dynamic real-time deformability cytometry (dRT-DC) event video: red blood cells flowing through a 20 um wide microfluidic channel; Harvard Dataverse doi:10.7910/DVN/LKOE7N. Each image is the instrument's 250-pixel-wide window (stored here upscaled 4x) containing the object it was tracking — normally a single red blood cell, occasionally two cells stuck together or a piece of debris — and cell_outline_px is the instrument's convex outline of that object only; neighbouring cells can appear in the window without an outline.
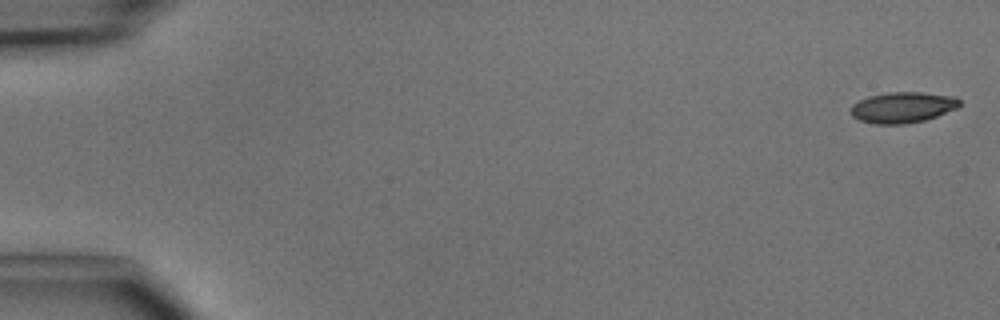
{"species": "common noctule bat (a hibernating species)", "species_latin": "Nyctalus noctula", "temperature_condition": "cold", "stored_images_in_passage": 3, "camera_frame_rate_fps": 3000, "um_per_image_px": 0.085, "animal": {"sex": "male", "body_mass_g": 15.6}, "frame": {"image": 1, "passage_image": 1, "time_ms": 0.0, "image_size_px": [1000, 320], "cell_outline_px": [[960, 104], [956, 108], [936, 116], [924, 120], [904, 124], [876, 124], [860, 120], [852, 116], [848, 112], [852, 104], [868, 96], [888, 92], [920, 92], [956, 96], [960, 100]], "centroid_in_image_um": [76.69, 9.12], "position_along_channel_um": 8.3, "area_um2": 19.59}}